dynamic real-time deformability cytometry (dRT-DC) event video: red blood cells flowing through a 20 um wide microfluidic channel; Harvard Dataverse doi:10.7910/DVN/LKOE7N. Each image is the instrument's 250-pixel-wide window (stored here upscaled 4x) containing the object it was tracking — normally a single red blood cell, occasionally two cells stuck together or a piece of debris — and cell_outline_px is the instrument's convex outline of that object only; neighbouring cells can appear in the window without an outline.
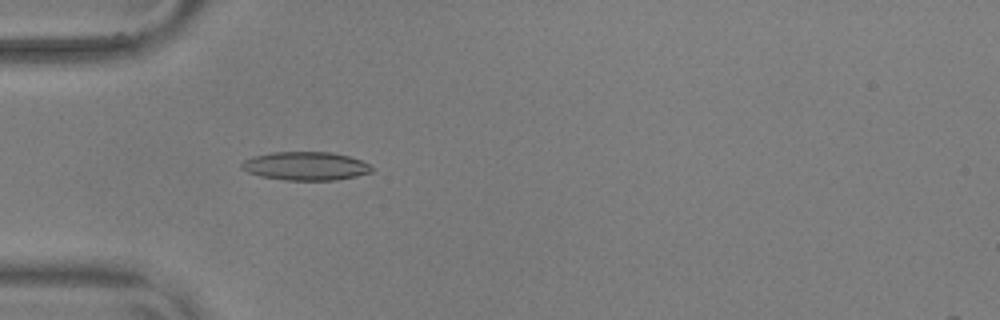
{"species": "common noctule bat (a hibernating species)", "species_latin": "Nyctalus noctula", "temperature_condition": "warm", "stored_images_in_passage": 36, "camera_frame_rate_fps": 3000, "um_per_image_px": 0.085, "animal": {"sex": "male", "body_mass_g": 17.9, "forearm_length_mm": 54.2}, "frame": {"image": 1, "passage_image": 17, "time_ms": 5.333, "image_size_px": [1000, 320], "cell_outline_px": [[372, 172], [356, 176], [336, 180], [284, 180], [260, 176], [248, 172], [240, 168], [240, 164], [244, 160], [252, 156], [272, 152], [332, 152], [348, 156], [360, 160], [368, 164], [372, 168]], "centroid_in_image_um": [25.94, 14.11], "position_along_channel_um": 59.1, "area_um2": 21.62}}
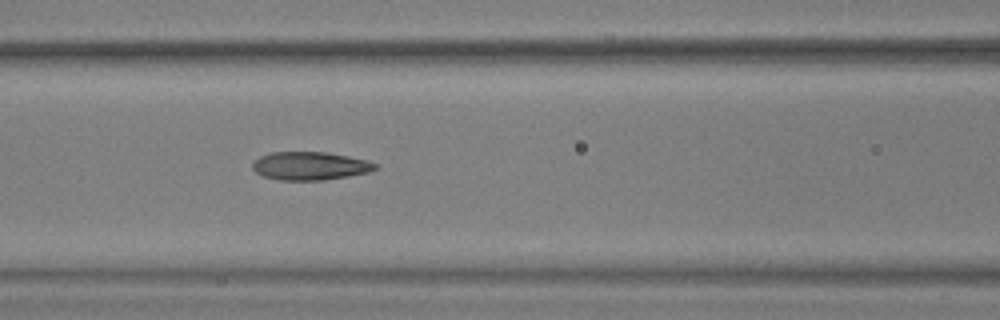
{"frame": {"image": 2, "passage_image": 24, "time_ms": 7.667, "image_size_px": [1000, 320], "cell_outline_px": [[376, 168], [368, 172], [348, 176], [324, 180], [280, 180], [264, 176], [256, 172], [252, 168], [252, 164], [260, 156], [272, 152], [324, 152], [348, 156], [364, 160], [376, 164]], "centroid_in_image_um": [26.32, 14.1], "position_along_channel_um": 140.3, "area_um2": 19.88}}
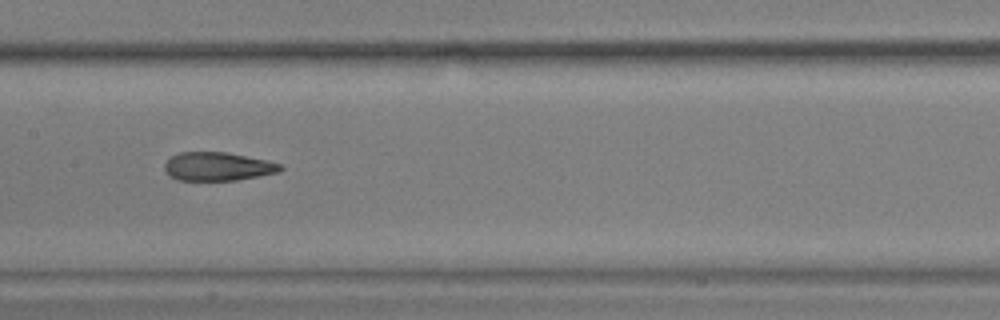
{"frame": {"image": 3, "passage_image": 28, "time_ms": 9.0, "image_size_px": [1000, 320], "cell_outline_px": [[284, 168], [280, 172], [236, 180], [180, 180], [172, 176], [164, 168], [164, 164], [172, 156], [180, 152], [228, 152], [268, 160], [280, 164]], "centroid_in_image_um": [18.56, 14.14], "position_along_channel_um": 188.8, "area_um2": 19.13}}